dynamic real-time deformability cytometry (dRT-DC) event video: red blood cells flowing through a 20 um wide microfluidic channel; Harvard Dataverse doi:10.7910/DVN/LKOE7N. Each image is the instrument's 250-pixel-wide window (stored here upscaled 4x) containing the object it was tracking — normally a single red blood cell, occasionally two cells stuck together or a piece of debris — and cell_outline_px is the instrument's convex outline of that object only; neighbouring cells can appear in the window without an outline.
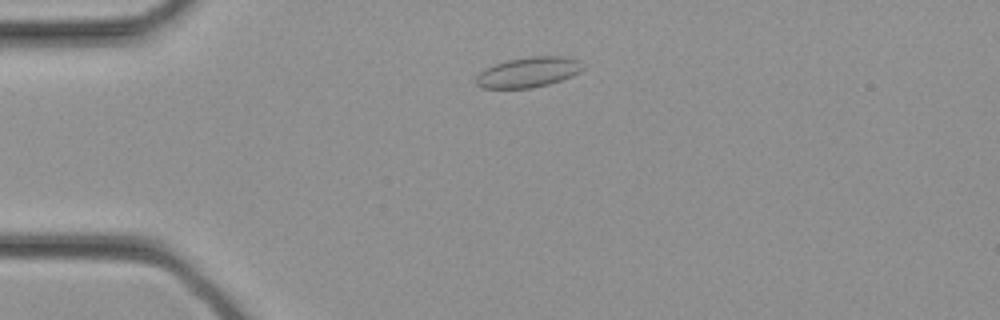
{"species": "common noctule bat (a hibernating species)", "species_latin": "Nyctalus noctula", "temperature_condition": "cold", "stored_images_in_passage": 27, "camera_frame_rate_fps": 3000, "um_per_image_px": 0.085, "animal": {"sex": "female", "body_mass_g": 21.9}, "frame": {"image": 1, "passage_image": 2, "time_ms": 0.333, "image_size_px": [1000, 320], "cell_outline_px": [[584, 68], [580, 72], [572, 76], [548, 84], [532, 88], [484, 88], [476, 84], [476, 76], [484, 68], [508, 60], [528, 56], [564, 56], [580, 60]], "centroid_in_image_um": [44.93, 6.13], "position_along_channel_um": 40.1, "area_um2": 18.84}}
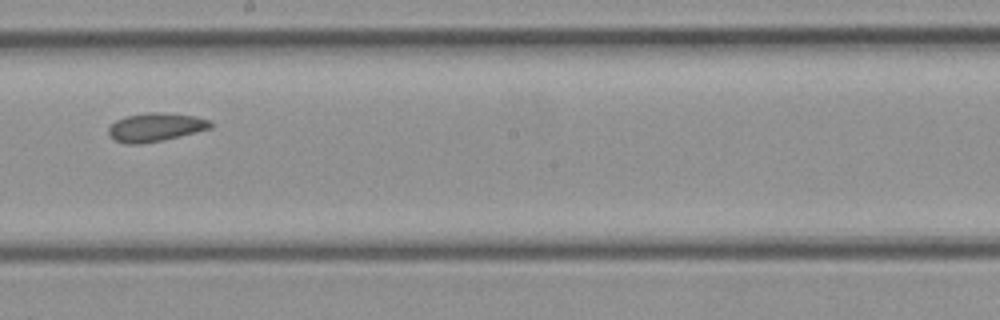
{"frame": {"image": 2, "passage_image": 13, "time_ms": 4.0, "image_size_px": [1000, 320], "cell_outline_px": [[212, 128], [164, 140], [140, 144], [128, 144], [112, 140], [108, 136], [108, 128], [116, 120], [128, 116], [148, 112], [160, 112], [196, 116], [208, 120], [212, 124]], "centroid_in_image_um": [13.19, 10.82], "position_along_channel_um": 235.0, "area_um2": 16.99}}
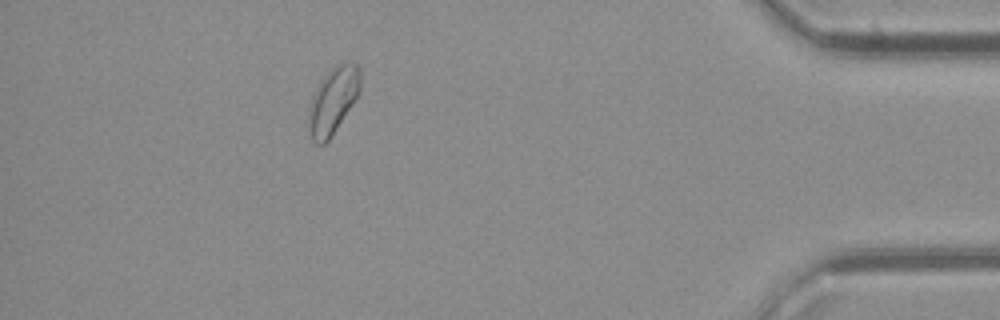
{"frame": {"image": 3, "passage_image": 24, "time_ms": 7.667, "image_size_px": [1000, 320], "cell_outline_px": [[360, 92], [328, 140], [324, 144], [316, 144], [312, 140], [308, 128], [308, 112], [312, 96], [320, 80], [336, 64], [356, 64], [360, 68]], "centroid_in_image_um": [28.28, 8.56], "position_along_channel_um": 406.9, "area_um2": 19.65}}